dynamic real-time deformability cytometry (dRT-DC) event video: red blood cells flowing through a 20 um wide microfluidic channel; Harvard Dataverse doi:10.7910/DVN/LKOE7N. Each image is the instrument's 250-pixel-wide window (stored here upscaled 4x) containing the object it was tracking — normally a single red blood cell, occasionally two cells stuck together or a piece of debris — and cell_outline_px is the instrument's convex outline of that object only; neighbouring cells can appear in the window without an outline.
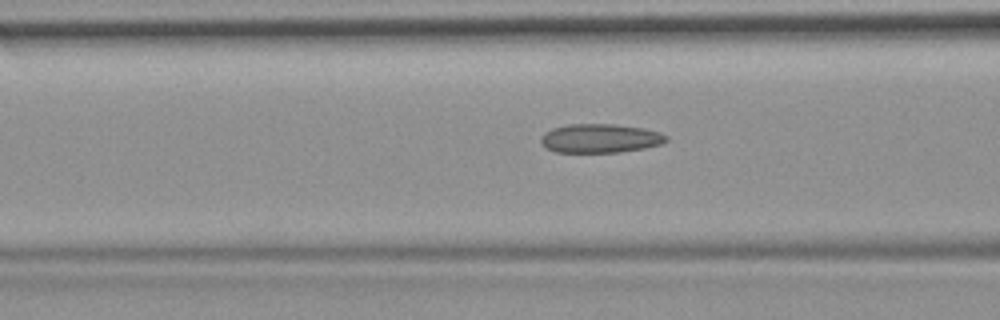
{"species": "common noctule bat (a hibernating species)", "species_latin": "Nyctalus noctula", "temperature_condition": "room temperature", "stored_images_in_passage": 54, "camera_frame_rate_fps": 3000, "um_per_image_px": 0.085, "animal": {"sex": "female", "body_mass_g": 19.9}, "frame": {"image": 1, "passage_image": 21, "time_ms": 6.667, "image_size_px": [1000, 320], "cell_outline_px": [[668, 140], [660, 144], [644, 148], [616, 152], [556, 152], [540, 144], [540, 136], [544, 132], [552, 128], [568, 124], [612, 124], [644, 128], [660, 132], [668, 136]], "centroid_in_image_um": [50.99, 11.75], "position_along_channel_um": 115.6, "area_um2": 21.15}}
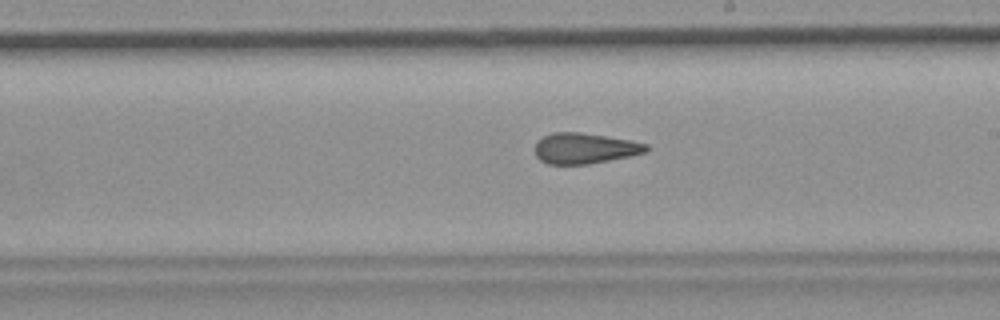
{"frame": {"image": 2, "passage_image": 31, "time_ms": 10.0, "image_size_px": [1000, 320], "cell_outline_px": [[648, 148], [644, 152], [628, 156], [588, 164], [548, 164], [540, 160], [536, 156], [536, 140], [552, 132], [580, 132], [632, 140], [648, 144]], "centroid_in_image_um": [49.67, 12.59], "position_along_channel_um": 239.3, "area_um2": 19.77}}
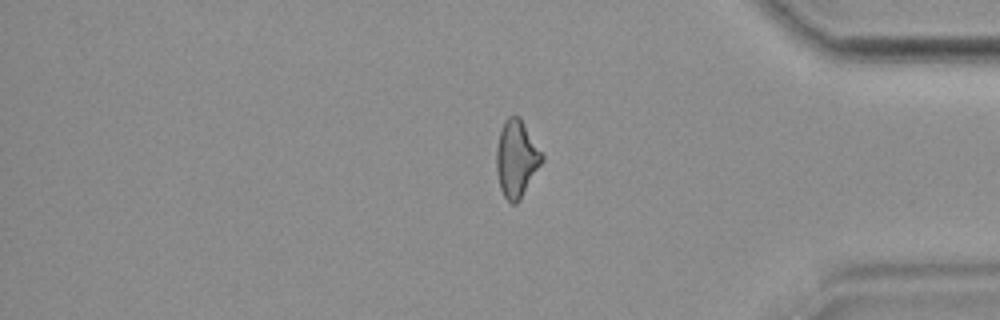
{"frame": {"image": 3, "passage_image": 45, "time_ms": 14.667, "image_size_px": [1000, 320], "cell_outline_px": [[544, 160], [520, 200], [516, 204], [512, 204], [504, 196], [500, 188], [496, 172], [496, 148], [500, 132], [504, 120], [508, 116], [520, 116], [544, 156]], "centroid_in_image_um": [43.9, 13.49], "position_along_channel_um": 391.3, "area_um2": 20.52}, "authors_computed_cell_mechanics": {"area_um2": 20.7213, "velocity_mm_per_s": 3.7187, "shape_relaxation_time_tau1_ms": null, "shape_relaxation_time_tau2_ms": 2.2929, "deformation_change_tau1": null, "deformation_change_tau2": 0.1107}}